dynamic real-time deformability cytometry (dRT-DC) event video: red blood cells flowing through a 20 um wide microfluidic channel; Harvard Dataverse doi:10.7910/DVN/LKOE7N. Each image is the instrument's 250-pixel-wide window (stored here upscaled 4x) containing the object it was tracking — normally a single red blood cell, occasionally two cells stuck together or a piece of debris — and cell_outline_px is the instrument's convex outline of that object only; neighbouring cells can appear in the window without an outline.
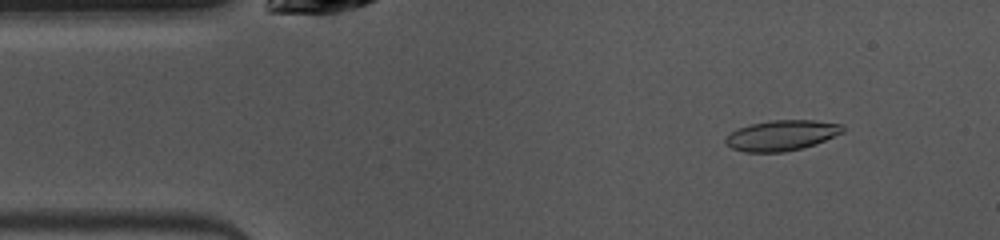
{"species": "common noctule bat (a hibernating species)", "species_latin": "Nyctalus noctula", "temperature_condition": "warm", "stored_images_in_passage": 48, "camera_frame_rate_fps": 3000, "um_per_image_px": 0.085, "animal": {"sex": "female", "body_mass_g": 10.0, "forearm_length_mm": 53.1}, "frame": {"image": 1, "passage_image": 5, "time_ms": 1.333, "image_size_px": [1000, 240], "cell_outline_px": [[844, 132], [816, 144], [784, 152], [744, 152], [732, 148], [724, 144], [724, 140], [732, 132], [740, 128], [752, 124], [772, 120], [812, 120], [844, 124]], "centroid_in_image_um": [66.46, 11.51], "position_along_channel_um": 18.5, "area_um2": 20.69}}
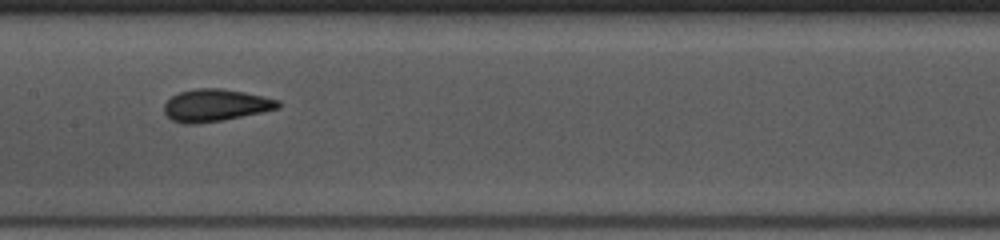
{"frame": {"image": 2, "passage_image": 22, "time_ms": 7.0, "image_size_px": [1000, 240], "cell_outline_px": [[280, 108], [224, 120], [192, 124], [184, 124], [172, 120], [164, 112], [164, 104], [172, 96], [180, 92], [196, 88], [220, 88], [244, 92], [280, 100]], "centroid_in_image_um": [18.32, 8.95], "position_along_channel_um": 189.1, "area_um2": 21.33}}
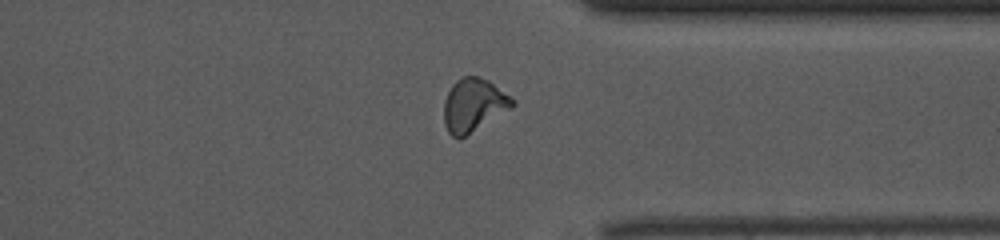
{"frame": {"image": 3, "passage_image": 36, "time_ms": 11.667, "image_size_px": [1000, 240], "cell_outline_px": [[516, 104], [512, 108], [460, 140], [452, 136], [448, 132], [444, 124], [444, 100], [452, 84], [456, 80], [464, 76], [476, 76], [488, 80], [516, 100]], "centroid_in_image_um": [40.26, 8.95], "position_along_channel_um": 371.1, "area_um2": 21.44}, "authors_computed_cell_mechanics": {"area_um2": 20.6924, "velocity_mm_per_s": 3.9947, "shape_relaxation_time_tau1_ms": 3.7053, "shape_relaxation_time_tau2_ms": 2.282, "deformation_change_tau1": 0.1751, "deformation_change_tau2": 0.0478}}